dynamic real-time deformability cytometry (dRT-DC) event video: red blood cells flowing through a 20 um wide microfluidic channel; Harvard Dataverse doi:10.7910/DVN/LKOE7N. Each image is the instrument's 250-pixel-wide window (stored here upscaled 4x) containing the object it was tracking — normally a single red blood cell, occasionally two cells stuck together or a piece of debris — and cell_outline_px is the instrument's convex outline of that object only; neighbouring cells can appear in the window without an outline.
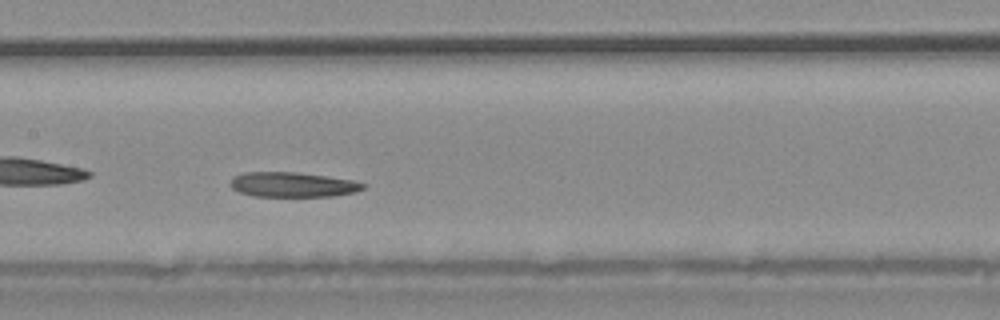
{"species": "common noctule bat (a hibernating species)", "species_latin": "Nyctalus noctula", "temperature_condition": "warm", "stored_images_in_passage": 36, "camera_frame_rate_fps": 3000, "um_per_image_px": 0.085, "animal": {"sex": "male", "body_mass_g": 20.4}, "frame": {"image": 1, "passage_image": 16, "time_ms": 5.0, "image_size_px": [1000, 320], "cell_outline_px": [[364, 188], [356, 192], [332, 196], [252, 196], [240, 192], [232, 188], [228, 184], [236, 176], [244, 172], [296, 172], [352, 180], [364, 184]], "centroid_in_image_um": [24.85, 15.69], "position_along_channel_um": 182.5, "area_um2": 19.02}}